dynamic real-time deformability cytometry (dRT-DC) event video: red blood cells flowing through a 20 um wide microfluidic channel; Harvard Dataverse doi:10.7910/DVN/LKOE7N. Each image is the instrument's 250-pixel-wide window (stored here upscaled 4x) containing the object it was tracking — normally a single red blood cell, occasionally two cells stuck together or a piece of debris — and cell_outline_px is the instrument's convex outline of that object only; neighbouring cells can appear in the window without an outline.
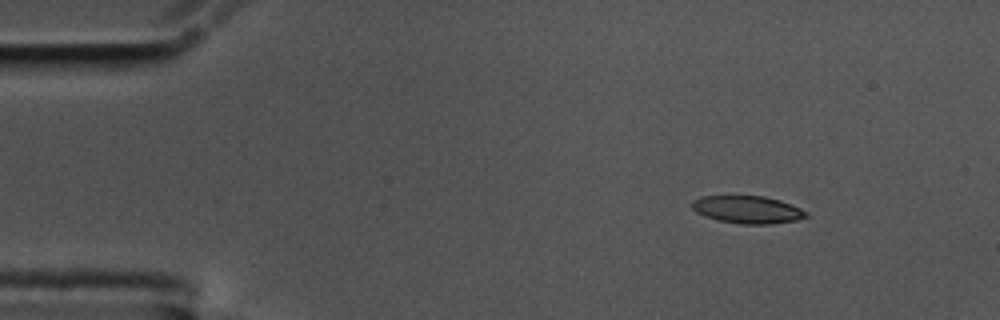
{"species": "common noctule bat (a hibernating species)", "species_latin": "Nyctalus noctula", "temperature_condition": "cold", "stored_images_in_passage": 31, "camera_frame_rate_fps": 3000, "um_per_image_px": 0.085, "animal": {"sex": "male", "body_mass_g": 17.5, "forearm_length_mm": 52.3}, "frame": {"image": 1, "passage_image": 1, "time_ms": 0.0, "image_size_px": [1000, 320], "cell_outline_px": [[808, 216], [796, 220], [772, 224], [740, 224], [716, 220], [704, 216], [696, 212], [692, 208], [692, 200], [700, 196], [764, 196], [780, 200], [800, 208], [808, 212]], "centroid_in_image_um": [63.52, 17.82], "position_along_channel_um": 21.5, "area_um2": 18.44}}
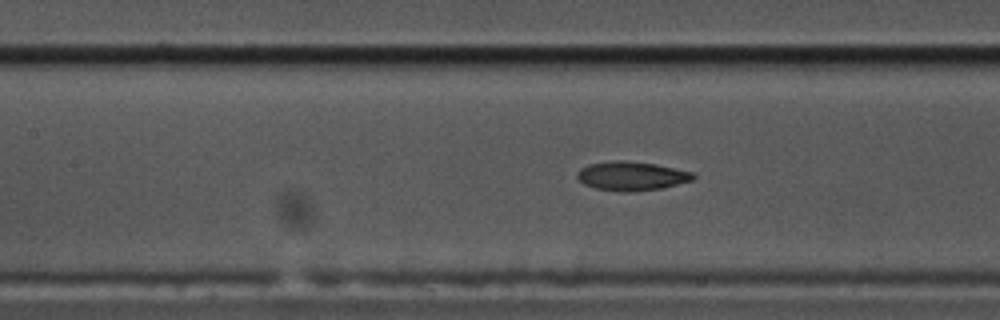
{"frame": {"image": 2, "passage_image": 19, "time_ms": 6.0, "image_size_px": [1000, 320], "cell_outline_px": [[696, 176], [692, 180], [660, 188], [632, 192], [620, 192], [596, 188], [584, 184], [576, 176], [576, 172], [580, 168], [588, 164], [616, 160], [620, 160], [656, 164], [692, 172]], "centroid_in_image_um": [53.64, 14.96], "position_along_channel_um": 153.8, "area_um2": 19.48}}
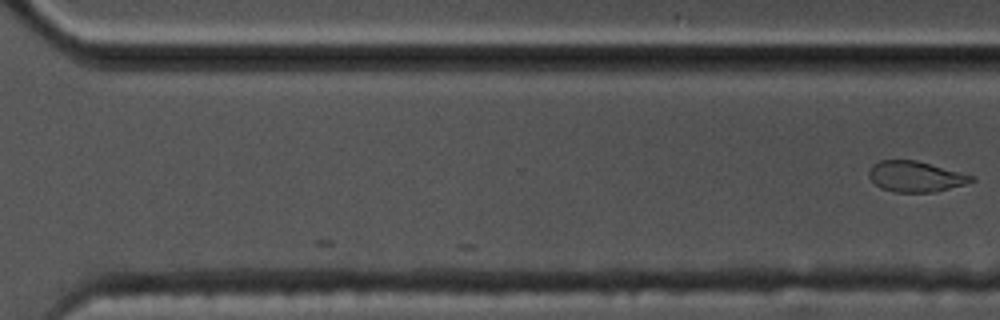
{"frame": {"image": 3, "passage_image": 31, "time_ms": 10.0, "image_size_px": [1000, 320], "cell_outline_px": [[976, 180], [964, 184], [936, 192], [896, 192], [880, 188], [868, 176], [868, 172], [872, 164], [880, 160], [916, 160], [976, 176]], "centroid_in_image_um": [77.83, 15.0], "position_along_channel_um": 292.8, "area_um2": 18.38}}